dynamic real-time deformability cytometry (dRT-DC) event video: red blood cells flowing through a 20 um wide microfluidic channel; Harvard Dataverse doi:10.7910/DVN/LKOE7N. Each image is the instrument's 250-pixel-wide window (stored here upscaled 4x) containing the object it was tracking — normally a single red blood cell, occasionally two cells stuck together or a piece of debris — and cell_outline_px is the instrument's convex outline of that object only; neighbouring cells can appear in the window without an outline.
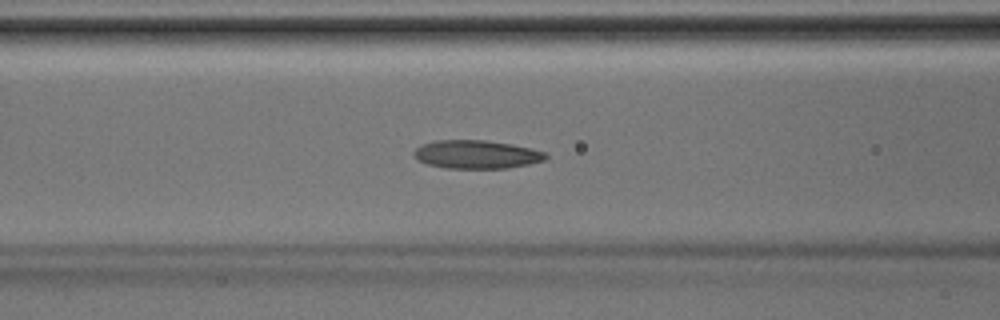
{"species": "Egyptian fruit bat (a non-hibernating species)", "species_latin": "Rousettus aegyptiacus", "temperature_condition": "room temperature", "stored_images_in_passage": 33, "camera_frame_rate_fps": 3000, "um_per_image_px": 0.085, "animal": {"sex": "male"}, "frame": {"image": 1, "passage_image": 9, "time_ms": 2.667, "image_size_px": [1000, 320], "cell_outline_px": [[548, 156], [544, 160], [528, 164], [508, 168], [448, 168], [428, 164], [416, 160], [412, 156], [412, 152], [420, 144], [436, 140], [484, 140], [512, 144], [532, 148], [544, 152]], "centroid_in_image_um": [40.45, 13.12], "position_along_channel_um": 126.1, "area_um2": 21.91}}
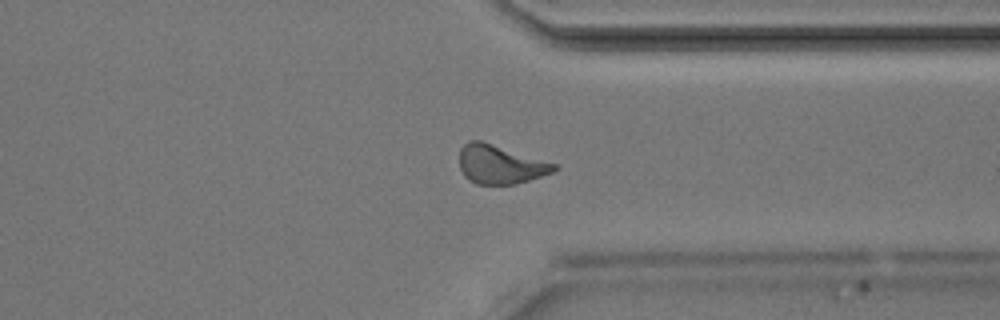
{"frame": {"image": 2, "passage_image": 24, "time_ms": 7.667, "image_size_px": [1000, 320], "cell_outline_px": [[556, 168], [552, 172], [528, 180], [512, 184], [476, 184], [468, 180], [464, 176], [460, 168], [460, 148], [468, 140], [480, 140], [556, 164]], "centroid_in_image_um": [42.45, 13.97], "position_along_channel_um": 368.9, "area_um2": 21.04}}
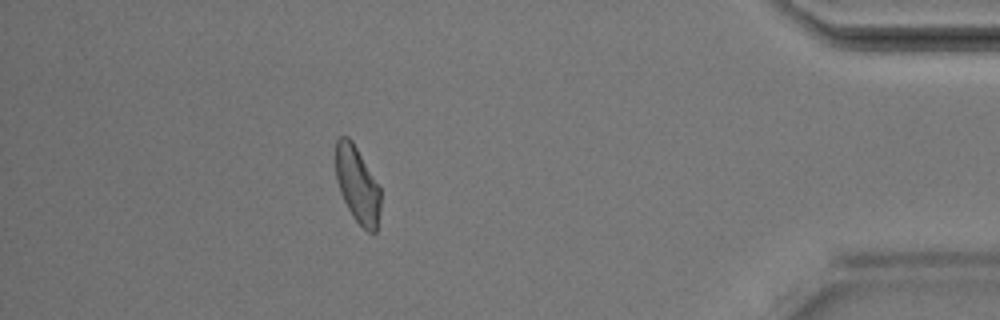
{"frame": {"image": 3, "passage_image": 29, "time_ms": 9.333, "image_size_px": [1000, 320], "cell_outline_px": [[380, 208], [376, 232], [372, 236], [352, 216], [340, 192], [336, 180], [336, 140], [340, 136], [348, 136], [352, 140], [380, 188]], "centroid_in_image_um": [30.37, 15.71], "position_along_channel_um": 404.8, "area_um2": 19.83}}